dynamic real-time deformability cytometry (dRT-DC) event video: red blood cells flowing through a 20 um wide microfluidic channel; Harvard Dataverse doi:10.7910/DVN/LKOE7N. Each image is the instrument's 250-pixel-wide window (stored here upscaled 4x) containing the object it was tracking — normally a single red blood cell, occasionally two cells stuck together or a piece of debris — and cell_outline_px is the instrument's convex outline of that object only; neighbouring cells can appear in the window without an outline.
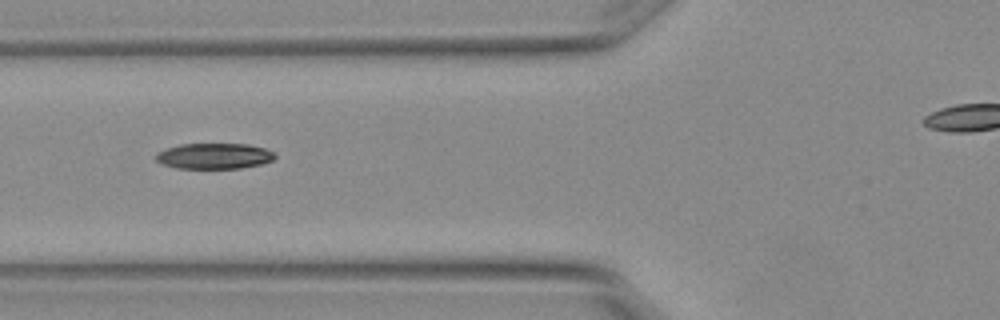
{"species": "Egyptian fruit bat (a non-hibernating species)", "species_latin": "Rousettus aegyptiacus", "temperature_condition": "warm", "stored_images_in_passage": 3, "camera_frame_rate_fps": 3000, "um_per_image_px": 0.085, "animal": {"sex": "female"}, "frame": {"image": 1, "passage_image": 2, "time_ms": 0.333, "image_size_px": [1000, 320], "cell_outline_px": [[276, 156], [272, 160], [260, 164], [240, 168], [176, 168], [164, 164], [156, 160], [156, 152], [180, 144], [248, 144], [264, 148], [272, 152]], "centroid_in_image_um": [18.19, 13.26], "position_along_channel_um": 107.6, "area_um2": 17.63}}
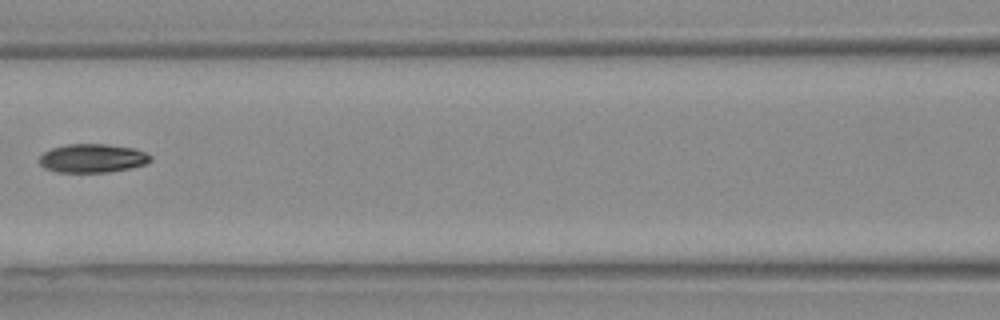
{"frame": {"image": 2, "passage_image": 3, "time_ms": 0.667, "image_size_px": [1000, 320], "cell_outline_px": [[152, 160], [144, 164], [128, 168], [108, 172], [56, 172], [44, 168], [40, 164], [40, 156], [44, 152], [52, 148], [64, 144], [104, 144], [132, 148], [144, 152], [152, 156]], "centroid_in_image_um": [7.83, 13.45], "position_along_channel_um": 158.8, "area_um2": 18.44}}